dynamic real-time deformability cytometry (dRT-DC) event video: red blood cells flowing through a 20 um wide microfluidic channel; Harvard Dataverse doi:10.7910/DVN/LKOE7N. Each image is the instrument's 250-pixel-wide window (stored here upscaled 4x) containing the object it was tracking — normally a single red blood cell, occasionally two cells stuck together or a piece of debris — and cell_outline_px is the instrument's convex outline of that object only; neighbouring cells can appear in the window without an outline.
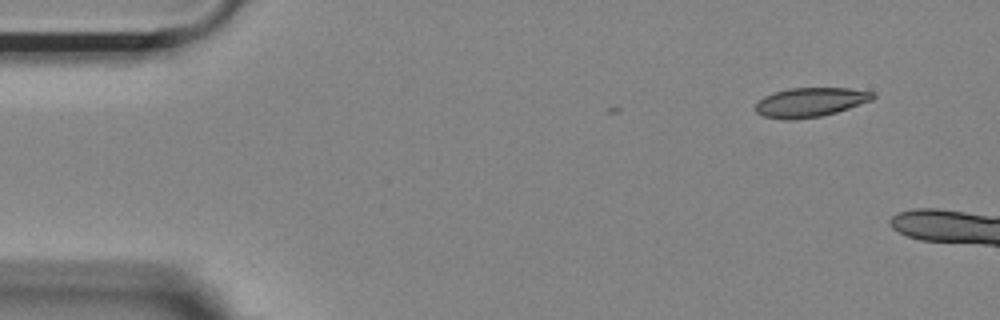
{"species": "Egyptian fruit bat (a non-hibernating species)", "species_latin": "Rousettus aegyptiacus", "temperature_condition": "room temperature", "stored_images_in_passage": 7, "camera_frame_rate_fps": 3000, "um_per_image_px": 0.085, "animal": {"sex": "female"}, "frame": {"image": 1, "passage_image": 7, "time_ms": 2.0, "image_size_px": [1000, 320], "cell_outline_px": [[876, 96], [872, 100], [836, 112], [820, 116], [792, 120], [784, 120], [764, 116], [756, 112], [756, 104], [764, 96], [788, 88], [848, 88], [876, 92]], "centroid_in_image_um": [68.89, 8.69], "position_along_channel_um": 16.1, "area_um2": 19.94}}